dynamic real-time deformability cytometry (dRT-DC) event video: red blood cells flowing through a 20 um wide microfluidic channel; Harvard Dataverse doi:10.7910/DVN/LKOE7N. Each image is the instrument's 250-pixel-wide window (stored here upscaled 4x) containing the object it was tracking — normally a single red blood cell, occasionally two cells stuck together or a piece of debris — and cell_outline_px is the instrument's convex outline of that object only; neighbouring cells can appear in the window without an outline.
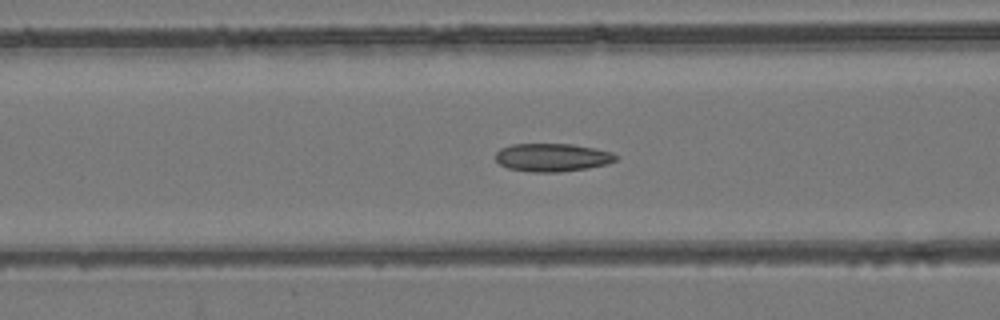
{"species": "common noctule bat (a hibernating species)", "species_latin": "Nyctalus noctula", "temperature_condition": "room temperature", "stored_images_in_passage": 52, "camera_frame_rate_fps": 3000, "um_per_image_px": 0.085, "animal": {"sex": "female", "body_mass_g": 24.6, "forearm_length_mm": 56.2}, "frame": {"image": 1, "passage_image": 20, "time_ms": 6.333, "image_size_px": [1000, 320], "cell_outline_px": [[620, 156], [616, 160], [608, 164], [588, 168], [560, 172], [532, 172], [508, 168], [500, 164], [496, 160], [496, 152], [500, 148], [512, 144], [572, 144], [596, 148], [612, 152]], "centroid_in_image_um": [46.98, 13.38], "position_along_channel_um": 119.6, "area_um2": 19.88}}
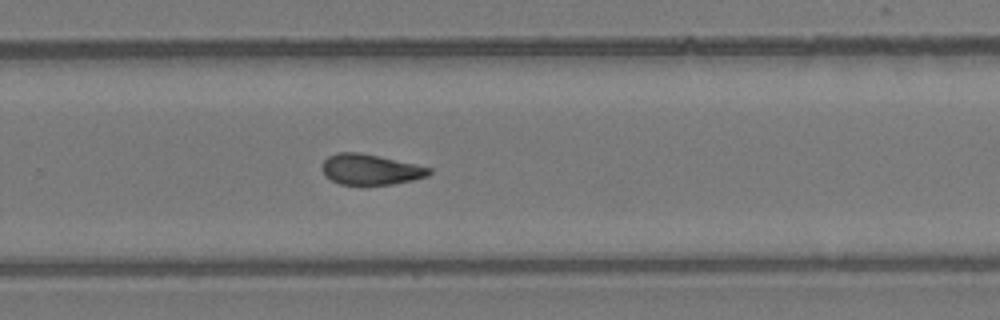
{"frame": {"image": 2, "passage_image": 34, "time_ms": 11.0, "image_size_px": [1000, 320], "cell_outline_px": [[432, 172], [428, 176], [412, 180], [392, 184], [360, 188], [340, 184], [324, 176], [320, 168], [324, 160], [328, 156], [336, 152], [356, 152], [376, 156], [432, 168]], "centroid_in_image_um": [31.42, 14.46], "position_along_channel_um": 298.4, "area_um2": 19.59}}
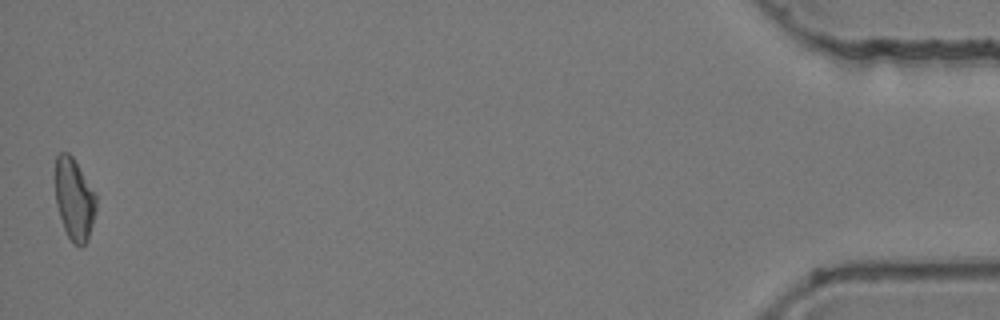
{"frame": {"image": 3, "passage_image": 52, "time_ms": 17.0, "image_size_px": [1000, 320], "cell_outline_px": [[96, 208], [88, 240], [80, 248], [72, 244], [64, 228], [56, 204], [52, 176], [56, 156], [60, 152], [68, 152], [72, 156], [96, 196]], "centroid_in_image_um": [6.25, 16.91], "position_along_channel_um": 429.0, "area_um2": 19.88}, "authors_computed_cell_mechanics": {"area_um2": 19.7676, "velocity_mm_per_s": 3.836, "shape_relaxation_time_tau1_ms": null, "shape_relaxation_time_tau2_ms": 3.0372, "deformation_change_tau1": null, "deformation_change_tau2": 0.0966}}